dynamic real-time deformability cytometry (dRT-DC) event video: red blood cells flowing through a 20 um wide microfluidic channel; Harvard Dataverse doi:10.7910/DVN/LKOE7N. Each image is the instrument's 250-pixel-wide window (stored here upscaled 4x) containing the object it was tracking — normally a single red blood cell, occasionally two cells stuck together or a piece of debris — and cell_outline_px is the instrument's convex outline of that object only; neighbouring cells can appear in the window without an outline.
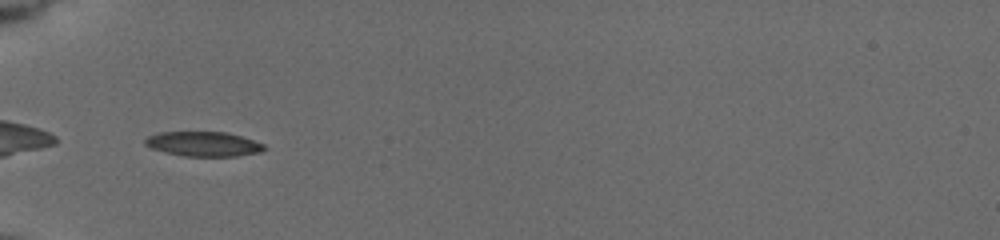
{"species": "common noctule bat (a hibernating species)", "species_latin": "Nyctalus noctula", "temperature_condition": "cold", "stored_images_in_passage": 36, "camera_frame_rate_fps": 3000, "um_per_image_px": 0.085, "animal": {"sex": "female", "body_mass_g": 19.5, "forearm_length_mm": 54.1}, "frame": {"image": 1, "passage_image": 1, "time_ms": 0.0, "image_size_px": [1000, 240], "cell_outline_px": [[268, 148], [260, 152], [236, 156], [184, 156], [164, 152], [152, 148], [144, 144], [144, 140], [148, 136], [160, 132], [228, 132], [264, 144]], "centroid_in_image_um": [17.29, 12.24], "position_along_channel_um": 67.7, "area_um2": 17.11}}
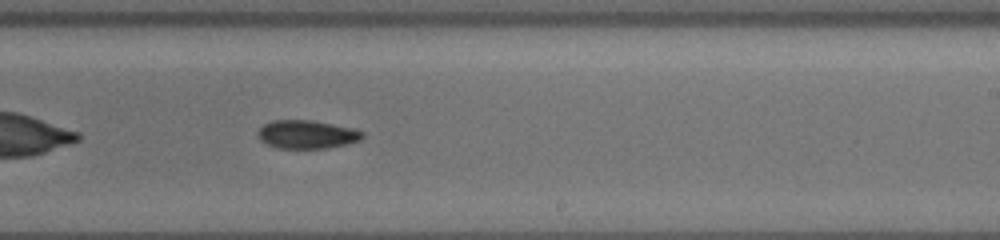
{"frame": {"image": 2, "passage_image": 17, "time_ms": 5.333, "image_size_px": [1000, 240], "cell_outline_px": [[364, 136], [360, 140], [348, 144], [328, 148], [276, 148], [260, 140], [256, 136], [256, 132], [264, 124], [272, 120], [312, 120], [352, 128], [364, 132]], "centroid_in_image_um": [26.07, 11.42], "position_along_channel_um": 262.9, "area_um2": 17.4}}
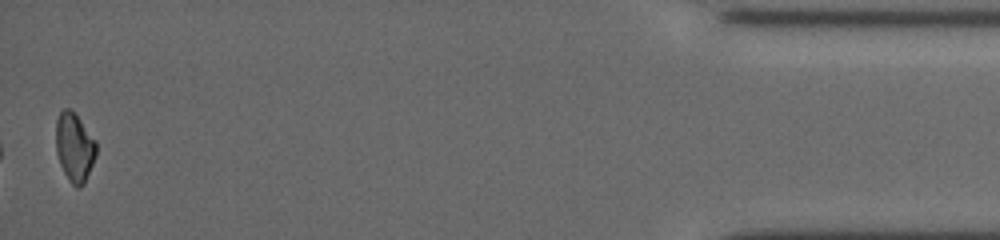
{"frame": {"image": 3, "passage_image": 36, "time_ms": 11.667, "image_size_px": [1000, 240], "cell_outline_px": [[96, 156], [84, 184], [80, 188], [76, 188], [68, 180], [60, 164], [56, 152], [56, 120], [60, 112], [64, 108], [68, 108], [80, 120], [96, 140]], "centroid_in_image_um": [6.33, 12.55], "position_along_channel_um": 428.9, "area_um2": 16.13}, "authors_computed_cell_mechanics": {"area_um2": 16.9354, "velocity_mm_per_s": 3.7709, "shape_relaxation_time_tau1_ms": 3.7432, "shape_relaxation_time_tau2_ms": null, "deformation_change_tau1": 0.1101, "deformation_change_tau2": null}}